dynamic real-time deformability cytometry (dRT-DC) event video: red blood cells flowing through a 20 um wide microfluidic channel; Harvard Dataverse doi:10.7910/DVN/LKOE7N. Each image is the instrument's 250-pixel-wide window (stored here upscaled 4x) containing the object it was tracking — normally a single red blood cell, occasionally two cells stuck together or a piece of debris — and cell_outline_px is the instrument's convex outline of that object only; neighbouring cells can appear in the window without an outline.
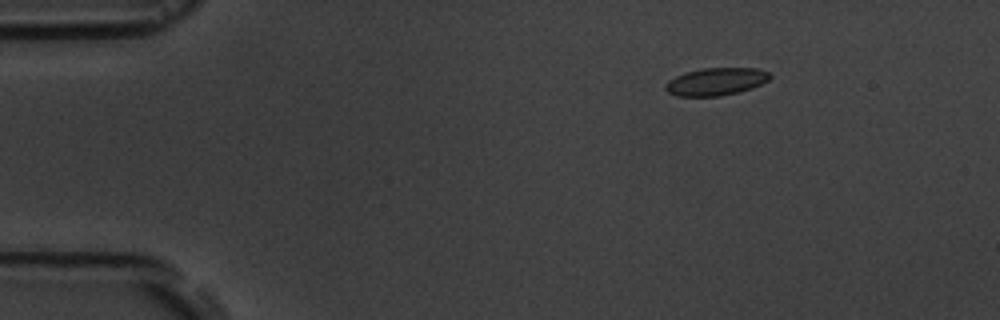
{"species": "common noctule bat (a hibernating species)", "species_latin": "Nyctalus noctula", "temperature_condition": "room temperature", "stored_images_in_passage": 16, "camera_frame_rate_fps": 3000, "um_per_image_px": 0.085, "animal": {"sex": "male", "body_mass_g": 19.5, "forearm_length_mm": 54.6}, "frame": {"image": 1, "passage_image": 2, "time_ms": 2.0, "image_size_px": [1000, 320], "cell_outline_px": [[772, 76], [768, 80], [752, 88], [720, 96], [676, 96], [668, 92], [664, 88], [664, 84], [668, 80], [684, 72], [700, 68], [756, 68], [768, 72]], "centroid_in_image_um": [60.81, 6.93], "position_along_channel_um": 24.2, "area_um2": 16.82}}
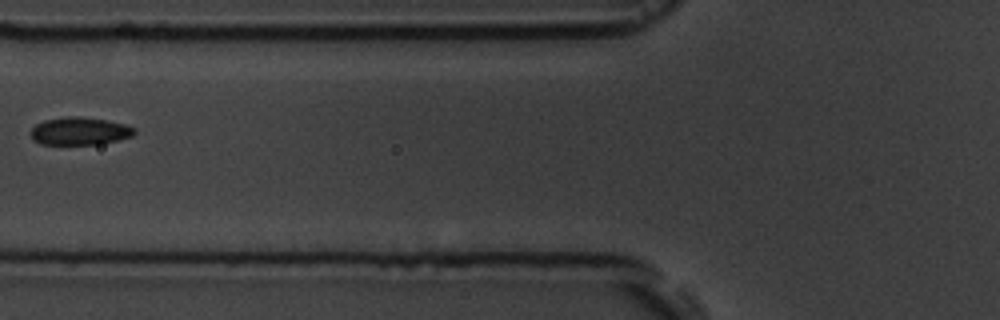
{"frame": {"image": 2, "passage_image": 6, "time_ms": 6.667, "image_size_px": [1000, 320], "cell_outline_px": [[136, 132], [132, 136], [116, 140], [96, 144], [40, 144], [32, 140], [28, 132], [36, 124], [44, 120], [68, 116], [80, 116], [108, 120], [124, 124], [136, 128]], "centroid_in_image_um": [6.73, 11.13], "position_along_channel_um": 119.1, "area_um2": 16.88}}
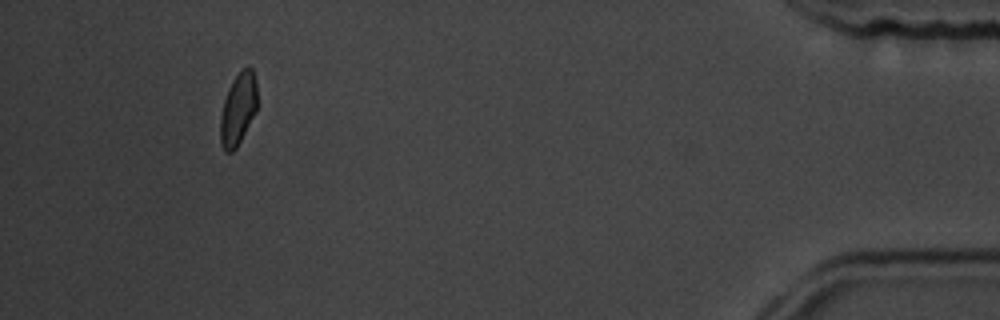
{"frame": {"image": 3, "passage_image": 15, "time_ms": 16.667, "image_size_px": [1000, 320], "cell_outline_px": [[256, 112], [236, 148], [232, 152], [224, 152], [220, 144], [220, 116], [224, 100], [228, 88], [232, 80], [248, 64], [252, 68], [256, 80]], "centroid_in_image_um": [20.22, 9.27], "position_along_channel_um": 415.0, "area_um2": 15.55}, "authors_computed_cell_mechanics": {"area_um2": 16.7042, "velocity_mm_per_s": 3.6262, "shape_relaxation_time_tau1_ms": 1.9895, "shape_relaxation_time_tau2_ms": null, "deformation_change_tau1": 0.0612, "deformation_change_tau2": null}}